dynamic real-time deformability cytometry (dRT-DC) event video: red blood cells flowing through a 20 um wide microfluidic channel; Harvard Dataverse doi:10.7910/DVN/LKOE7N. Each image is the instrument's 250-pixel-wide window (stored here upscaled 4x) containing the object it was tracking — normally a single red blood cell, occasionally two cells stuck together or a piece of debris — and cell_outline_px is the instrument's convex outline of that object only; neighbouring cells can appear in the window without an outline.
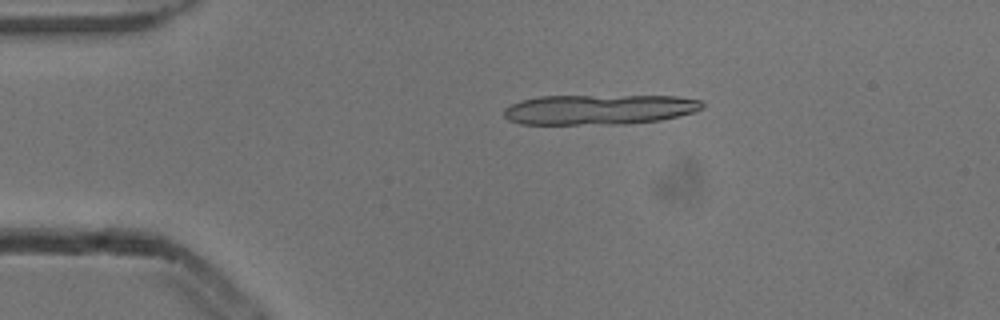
{"species": "common noctule bat (a hibernating species)", "species_latin": "Nyctalus noctula", "temperature_condition": "cold", "stored_images_in_passage": 5, "camera_frame_rate_fps": 3000, "um_per_image_px": 0.085, "animal": {"sex": "male", "body_mass_g": 13.3}, "frame": {"image": 1, "passage_image": 3, "time_ms": 0.667, "image_size_px": [1000, 320], "cell_outline_px": [[704, 108], [692, 112], [660, 120], [624, 124], [520, 124], [508, 120], [504, 116], [504, 108], [520, 100], [540, 96], [676, 96], [700, 100], [704, 104]], "centroid_in_image_um": [50.9, 9.31], "position_along_channel_um": 34.1, "area_um2": 34.8}}